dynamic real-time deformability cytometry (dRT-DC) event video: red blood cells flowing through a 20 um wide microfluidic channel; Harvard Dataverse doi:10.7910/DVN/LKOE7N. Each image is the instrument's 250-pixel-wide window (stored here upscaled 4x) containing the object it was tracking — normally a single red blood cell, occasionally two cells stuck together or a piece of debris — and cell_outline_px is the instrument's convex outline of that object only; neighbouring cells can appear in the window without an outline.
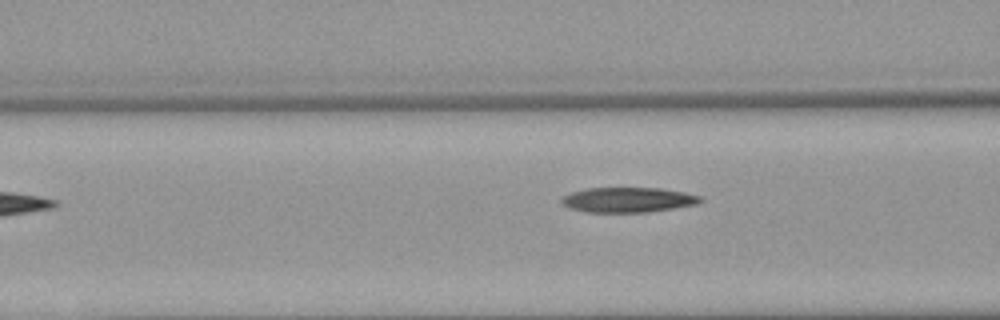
{"species": "Egyptian fruit bat (a non-hibernating species)", "species_latin": "Rousettus aegyptiacus", "temperature_condition": "warm", "stored_images_in_passage": 4, "camera_frame_rate_fps": 3000, "um_per_image_px": 0.085, "animal": {"sex": "female"}, "frame": {"image": 1, "passage_image": 4, "time_ms": 3.667, "image_size_px": [1000, 320], "cell_outline_px": [[704, 200], [696, 204], [648, 212], [584, 212], [568, 208], [560, 204], [560, 196], [584, 188], [660, 188], [684, 192], [700, 196]], "centroid_in_image_um": [53.29, 16.98], "position_along_channel_um": 113.3, "area_um2": 20.4}}